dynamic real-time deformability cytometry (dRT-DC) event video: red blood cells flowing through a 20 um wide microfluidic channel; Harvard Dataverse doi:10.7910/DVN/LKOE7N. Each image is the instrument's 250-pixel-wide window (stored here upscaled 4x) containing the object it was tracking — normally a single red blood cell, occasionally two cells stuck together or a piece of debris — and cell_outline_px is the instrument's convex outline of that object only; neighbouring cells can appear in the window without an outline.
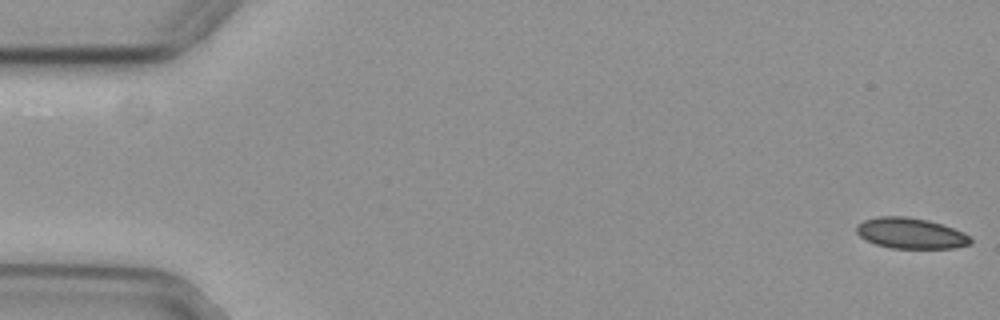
{"species": "common noctule bat (a hibernating species)", "species_latin": "Nyctalus noctula", "temperature_condition": "cold", "stored_images_in_passage": 56, "camera_frame_rate_fps": 3000, "um_per_image_px": 0.085, "animal": {"sex": "female", "body_mass_g": 29.2, "forearm_length_mm": 56.3}, "frame": {"image": 1, "passage_image": 1, "time_ms": 0.0, "image_size_px": [1000, 320], "cell_outline_px": [[972, 244], [952, 248], [892, 248], [876, 244], [864, 240], [856, 232], [856, 224], [864, 220], [876, 216], [908, 216], [928, 220], [964, 232], [972, 240]], "centroid_in_image_um": [77.37, 19.82], "position_along_channel_um": 7.6, "area_um2": 20.52}}
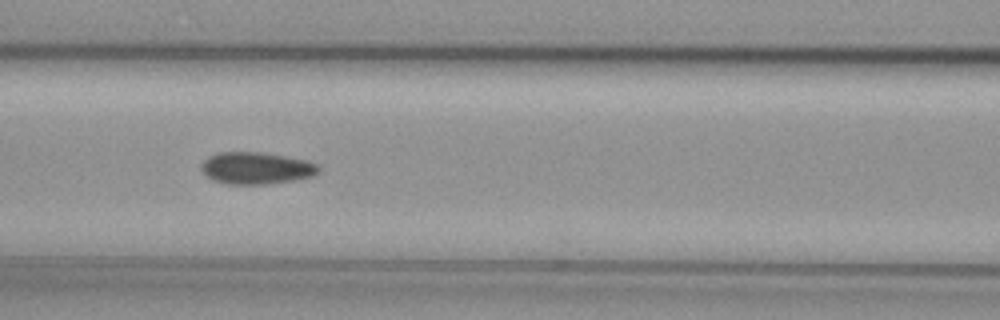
{"frame": {"image": 2, "passage_image": 24, "time_ms": 7.667, "image_size_px": [1000, 320], "cell_outline_px": [[320, 172], [312, 176], [296, 180], [268, 184], [224, 184], [212, 180], [200, 168], [200, 164], [208, 156], [216, 152], [260, 152], [308, 160], [316, 164], [320, 168]], "centroid_in_image_um": [21.77, 14.29], "position_along_channel_um": 144.8, "area_um2": 22.08}}
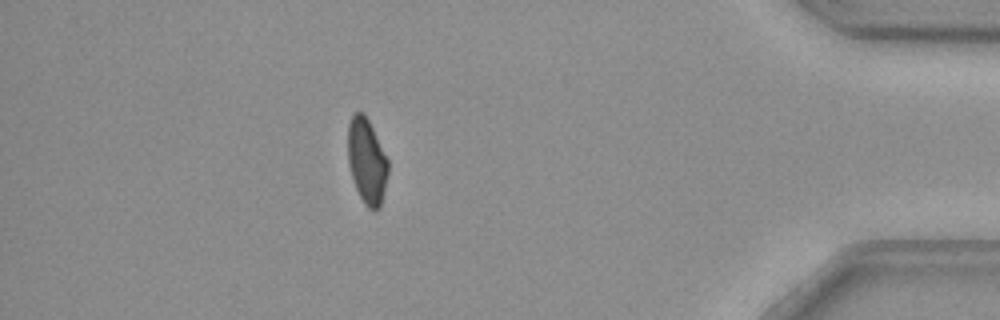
{"frame": {"image": 3, "passage_image": 49, "time_ms": 16.0, "image_size_px": [1000, 320], "cell_outline_px": [[388, 172], [384, 192], [380, 208], [376, 212], [372, 212], [364, 204], [356, 188], [348, 164], [348, 124], [352, 116], [356, 112], [364, 112], [388, 160]], "centroid_in_image_um": [31.18, 13.74], "position_along_channel_um": 404.0, "area_um2": 19.94}, "authors_computed_cell_mechanics": {"area_um2": 21.5016, "velocity_mm_per_s": 3.7015, "shape_relaxation_time_tau1_ms": 6.4022, "shape_relaxation_time_tau2_ms": 2.938, "deformation_change_tau1": 0.1144, "deformation_change_tau2": 0.0721}}